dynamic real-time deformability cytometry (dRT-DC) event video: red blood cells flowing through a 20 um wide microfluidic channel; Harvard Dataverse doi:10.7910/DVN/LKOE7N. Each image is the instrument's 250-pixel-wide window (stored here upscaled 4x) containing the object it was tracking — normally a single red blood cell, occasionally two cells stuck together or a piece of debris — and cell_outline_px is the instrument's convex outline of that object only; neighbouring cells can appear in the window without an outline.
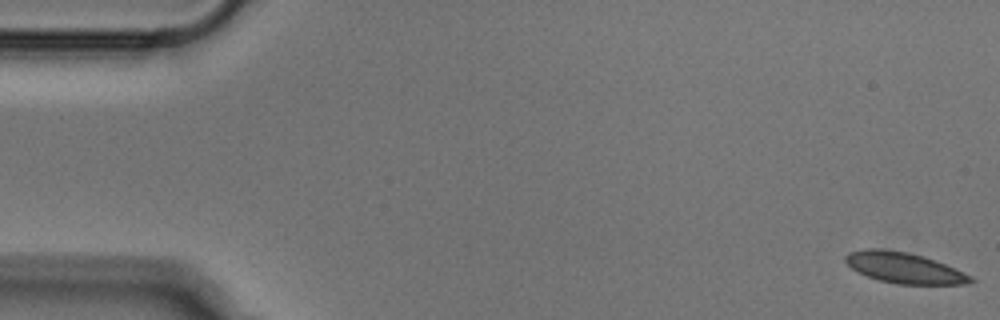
{"species": "Egyptian fruit bat (a non-hibernating species)", "species_latin": "Rousettus aegyptiacus", "temperature_condition": "cold", "stored_images_in_passage": 52, "camera_frame_rate_fps": 3000, "um_per_image_px": 0.085, "animal": {"sex": "male"}, "frame": {"image": 1, "passage_image": 1, "time_ms": 0.0, "image_size_px": [1000, 320], "cell_outline_px": [[976, 280], [964, 284], [896, 284], [880, 280], [856, 272], [844, 260], [844, 256], [848, 252], [864, 248], [880, 248], [908, 252], [944, 264], [964, 272], [972, 276]], "centroid_in_image_um": [76.8, 22.76], "position_along_channel_um": 8.2, "area_um2": 22.31}}
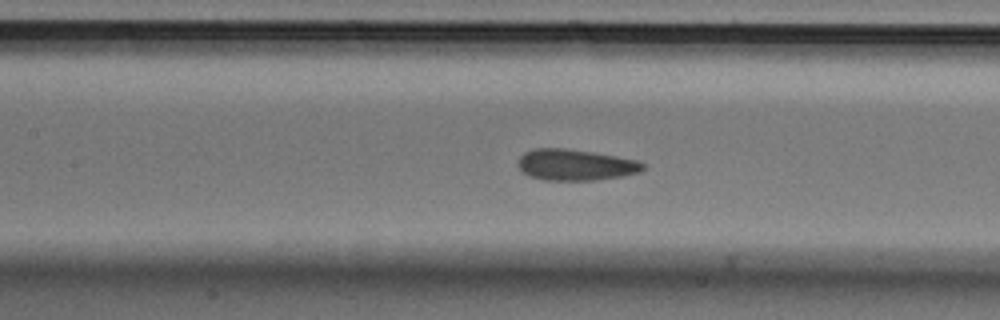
{"frame": {"image": 2, "passage_image": 23, "time_ms": 7.333, "image_size_px": [1000, 320], "cell_outline_px": [[644, 168], [640, 172], [620, 176], [596, 180], [544, 180], [528, 176], [516, 164], [520, 156], [524, 152], [532, 148], [568, 148], [616, 156], [636, 160], [644, 164]], "centroid_in_image_um": [48.86, 14.0], "position_along_channel_um": 158.5, "area_um2": 22.72}}
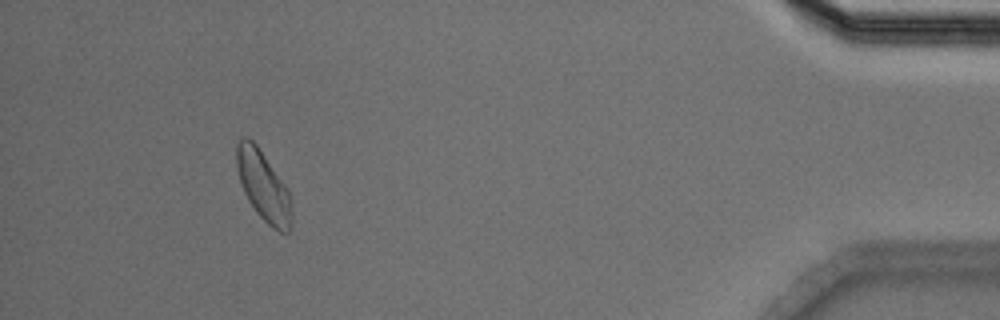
{"frame": {"image": 3, "passage_image": 48, "time_ms": 15.667, "image_size_px": [1000, 320], "cell_outline_px": [[292, 224], [288, 232], [280, 232], [272, 228], [256, 212], [248, 200], [244, 192], [236, 168], [236, 148], [240, 140], [244, 136], [248, 136], [256, 144], [288, 188], [292, 216]], "centroid_in_image_um": [22.39, 15.81], "position_along_channel_um": 412.8, "area_um2": 22.31}}